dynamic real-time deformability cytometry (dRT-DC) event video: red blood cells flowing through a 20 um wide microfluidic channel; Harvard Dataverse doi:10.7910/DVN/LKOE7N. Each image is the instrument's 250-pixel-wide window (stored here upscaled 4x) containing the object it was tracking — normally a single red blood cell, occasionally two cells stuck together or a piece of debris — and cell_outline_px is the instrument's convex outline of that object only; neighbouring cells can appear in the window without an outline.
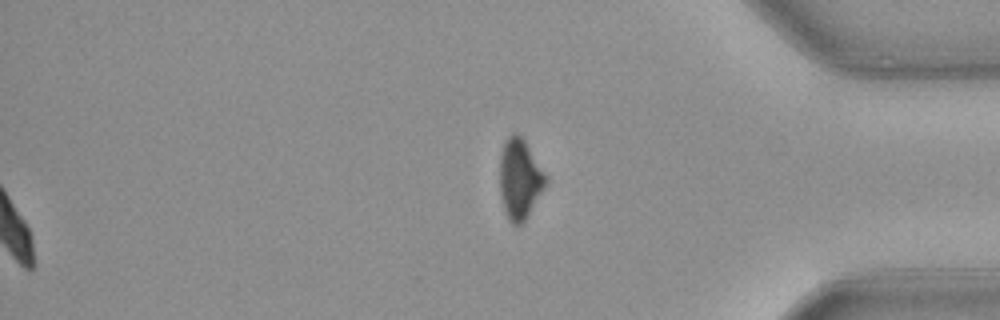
{"species": "common noctule bat (a hibernating species)", "species_latin": "Nyctalus noctula", "temperature_condition": "warm", "stored_images_in_passage": 40, "segment_of_instrument_passage": [2, 2], "camera_frame_rate_fps": 3000, "um_per_image_px": 0.085, "animal": {"sex": "female", "body_mass_g": 21.9}, "frame": {"image": 1, "passage_image": 40, "time_ms": 13.0, "image_size_px": [1000, 320], "cell_outline_px": [[548, 180], [544, 188], [524, 220], [520, 224], [512, 224], [508, 220], [504, 208], [500, 192], [500, 160], [504, 144], [508, 136], [512, 132], [516, 132], [524, 140], [544, 172]], "centroid_in_image_um": [44.16, 15.2], "position_along_channel_um": 391.0, "area_um2": 20.92}}